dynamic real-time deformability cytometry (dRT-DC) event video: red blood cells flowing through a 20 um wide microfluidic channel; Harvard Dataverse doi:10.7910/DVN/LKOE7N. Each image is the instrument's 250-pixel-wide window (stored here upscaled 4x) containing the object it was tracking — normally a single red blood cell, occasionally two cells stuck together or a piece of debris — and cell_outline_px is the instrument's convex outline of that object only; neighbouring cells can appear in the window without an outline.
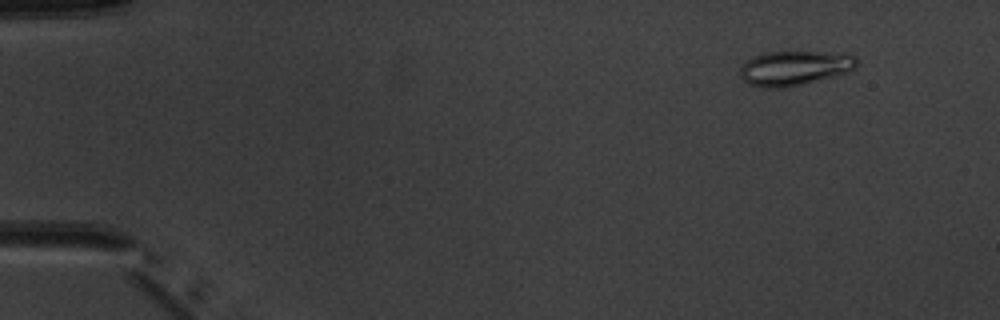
{"species": "common noctule bat (a hibernating species)", "species_latin": "Nyctalus noctula", "temperature_condition": "warm", "stored_images_in_passage": 4, "camera_frame_rate_fps": 3000, "um_per_image_px": 0.085, "animal": {"sex": "male", "body_mass_g": 20.1, "forearm_length_mm": 53.5}, "frame": {"image": 1, "passage_image": 2, "time_ms": 1.333, "image_size_px": [1000, 320], "cell_outline_px": [[856, 68], [848, 72], [800, 84], [780, 88], [764, 88], [748, 84], [740, 76], [740, 68], [744, 60], [752, 56], [764, 52], [820, 52], [856, 56]], "centroid_in_image_um": [67.44, 5.78], "position_along_channel_um": 17.6, "area_um2": 23.29}}